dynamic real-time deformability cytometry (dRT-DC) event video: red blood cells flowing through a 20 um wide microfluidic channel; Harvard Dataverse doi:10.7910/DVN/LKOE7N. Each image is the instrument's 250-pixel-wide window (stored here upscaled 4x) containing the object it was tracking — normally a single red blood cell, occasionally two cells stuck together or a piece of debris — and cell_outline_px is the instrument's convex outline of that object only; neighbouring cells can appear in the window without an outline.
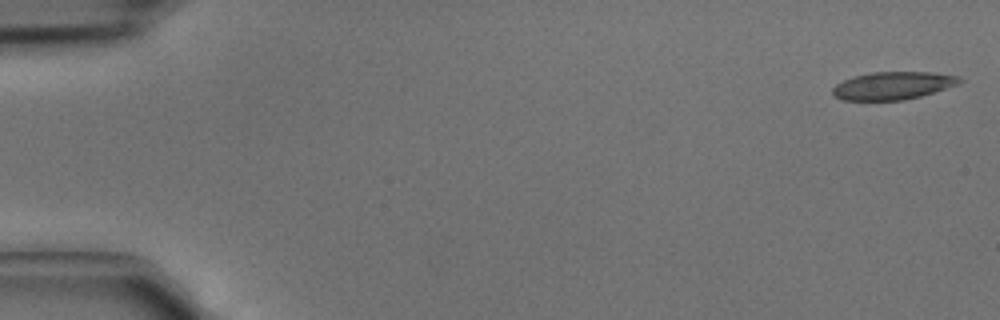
{"species": "common noctule bat (a hibernating species)", "species_latin": "Nyctalus noctula", "temperature_condition": "cold", "stored_images_in_passage": 5, "camera_frame_rate_fps": 3000, "um_per_image_px": 0.085, "animal": {"sex": "male", "body_mass_g": 15.6}, "frame": {"image": 1, "passage_image": 1, "time_ms": 0.0, "image_size_px": [1000, 320], "cell_outline_px": [[964, 80], [956, 84], [920, 96], [904, 100], [844, 100], [836, 96], [832, 92], [832, 88], [836, 84], [852, 76], [872, 72], [932, 72], [960, 76]], "centroid_in_image_um": [75.88, 7.26], "position_along_channel_um": 9.1, "area_um2": 20.35}}
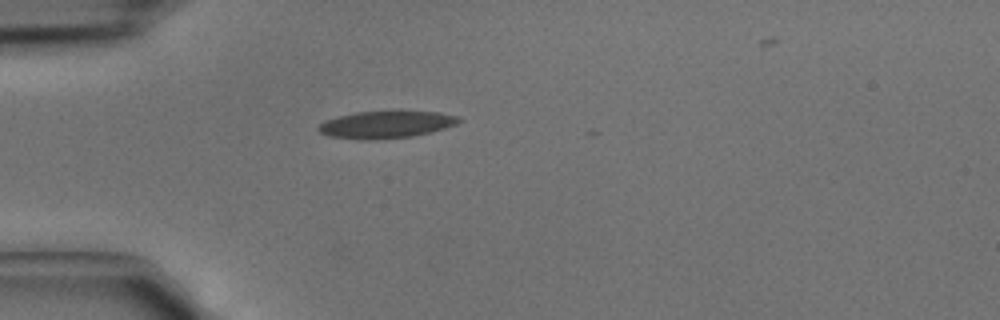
{"frame": {"image": 2, "passage_image": 4, "time_ms": 1.0, "image_size_px": [1000, 320], "cell_outline_px": [[464, 120], [456, 124], [432, 132], [412, 136], [372, 140], [360, 140], [328, 136], [320, 132], [316, 128], [324, 120], [356, 112], [400, 108], [440, 112], [456, 116]], "centroid_in_image_um": [32.85, 10.54], "position_along_channel_um": 52.1, "area_um2": 23.29}}